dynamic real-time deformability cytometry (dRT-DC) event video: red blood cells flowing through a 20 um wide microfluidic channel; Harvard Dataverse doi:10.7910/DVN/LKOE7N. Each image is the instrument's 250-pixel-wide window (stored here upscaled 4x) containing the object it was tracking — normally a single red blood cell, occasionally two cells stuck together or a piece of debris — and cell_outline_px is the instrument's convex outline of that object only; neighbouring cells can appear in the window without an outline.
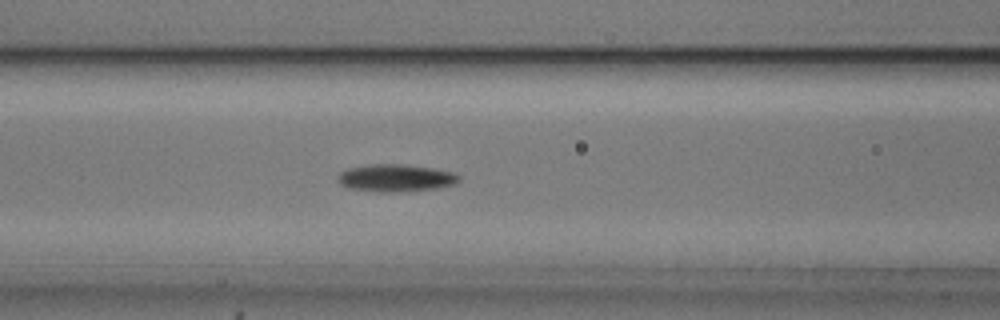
{"species": "common noctule bat (a hibernating species)", "species_latin": "Nyctalus noctula", "temperature_condition": "cold", "stored_images_in_passage": 56, "camera_frame_rate_fps": 3000, "um_per_image_px": 0.085, "animal": {"sex": "male", "body_mass_g": 20.5, "forearm_length_mm": 52.5}, "frame": {"image": 1, "passage_image": 23, "time_ms": 7.333, "image_size_px": [1000, 320], "cell_outline_px": [[460, 180], [456, 184], [436, 188], [400, 192], [380, 192], [348, 188], [340, 184], [336, 176], [340, 172], [348, 168], [368, 164], [404, 164], [436, 168], [452, 172], [460, 176]], "centroid_in_image_um": [33.63, 15.12], "position_along_channel_um": 133.0, "area_um2": 19.59}}
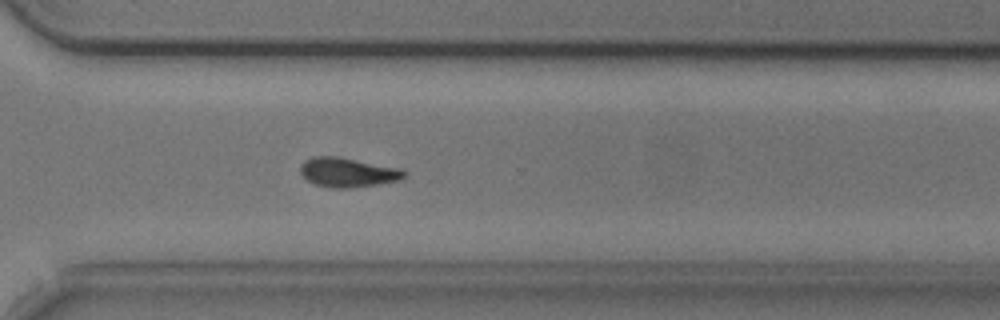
{"frame": {"image": 2, "passage_image": 40, "time_ms": 13.0, "image_size_px": [1000, 320], "cell_outline_px": [[408, 172], [400, 180], [352, 188], [328, 188], [312, 184], [300, 172], [300, 164], [304, 160], [312, 156], [336, 156], [404, 168]], "centroid_in_image_um": [29.56, 14.64], "position_along_channel_um": 341.0, "area_um2": 18.15}}
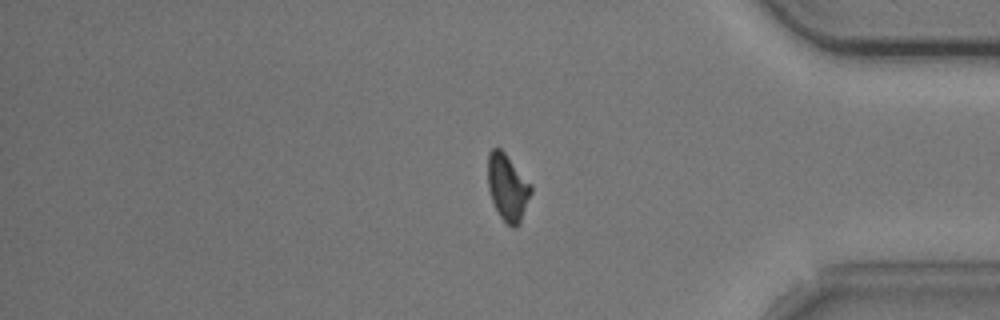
{"frame": {"image": 3, "passage_image": 46, "time_ms": 15.0, "image_size_px": [1000, 320], "cell_outline_px": [[532, 192], [520, 224], [516, 228], [512, 228], [500, 216], [492, 200], [488, 188], [488, 152], [492, 148], [500, 148], [504, 152], [532, 184]], "centroid_in_image_um": [43.16, 15.94], "position_along_channel_um": 392.0, "area_um2": 16.82}, "authors_computed_cell_mechanics": {"area_um2": 17.5712, "velocity_mm_per_s": 3.6799, "shape_relaxation_time_tau1_ms": 2.9569, "shape_relaxation_time_tau2_ms": null, "deformation_change_tau1": 0.1168, "deformation_change_tau2": null}}